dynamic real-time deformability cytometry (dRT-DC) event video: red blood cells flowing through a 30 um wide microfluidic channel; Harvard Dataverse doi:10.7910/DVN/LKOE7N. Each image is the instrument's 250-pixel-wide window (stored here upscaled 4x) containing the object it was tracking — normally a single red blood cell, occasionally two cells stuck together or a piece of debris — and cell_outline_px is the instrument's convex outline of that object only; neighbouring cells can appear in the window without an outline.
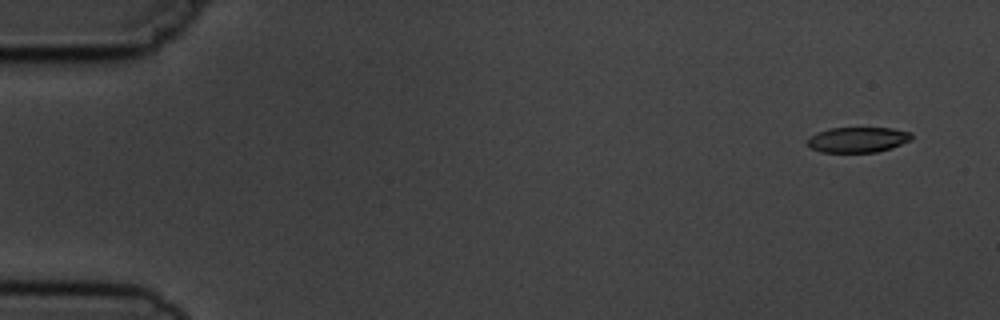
{"species": "common noctule bat (a hibernating species)", "species_latin": "Nyctalus noctula", "temperature_condition": "cold", "stored_images_in_passage": 4, "camera_frame_rate_fps": 3000, "um_per_image_px": 0.085, "animal": {"sex": "male", "body_mass_g": 19.5, "forearm_length_mm": 54.6}, "frame": {"image": 1, "passage_image": 1, "time_ms": 0.0, "image_size_px": [1000, 320], "cell_outline_px": [[912, 140], [892, 148], [876, 152], [820, 152], [812, 148], [804, 140], [808, 136], [816, 132], [828, 128], [892, 128], [912, 132]], "centroid_in_image_um": [72.89, 11.87], "position_along_channel_um": 12.1, "area_um2": 15.66}}
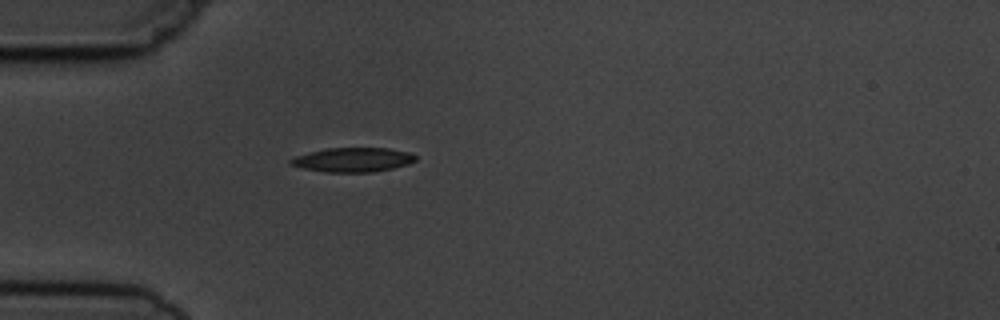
{"frame": {"image": 2, "passage_image": 4, "time_ms": 4.333, "image_size_px": [1000, 320], "cell_outline_px": [[416, 160], [408, 164], [392, 168], [372, 172], [324, 172], [304, 168], [288, 164], [288, 160], [296, 156], [328, 148], [388, 148], [408, 152], [416, 156]], "centroid_in_image_um": [29.99, 13.58], "position_along_channel_um": 55.0, "area_um2": 17.51}}